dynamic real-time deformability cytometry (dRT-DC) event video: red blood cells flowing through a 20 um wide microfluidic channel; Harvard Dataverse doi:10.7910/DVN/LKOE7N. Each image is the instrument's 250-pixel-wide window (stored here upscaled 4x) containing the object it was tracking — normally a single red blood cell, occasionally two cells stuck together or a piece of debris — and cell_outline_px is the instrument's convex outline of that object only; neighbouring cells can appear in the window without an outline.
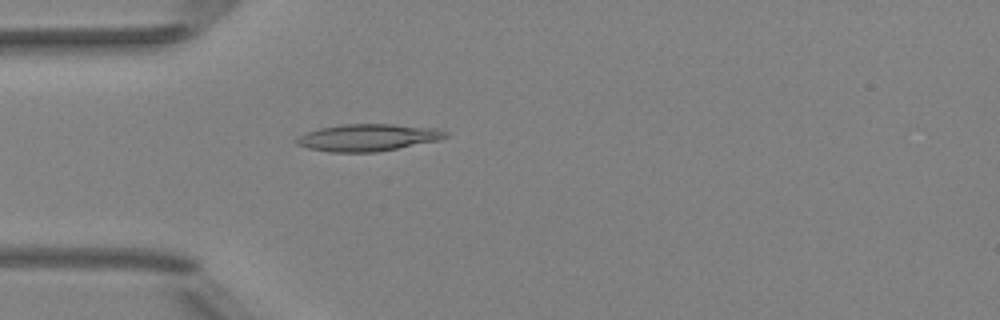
{"species": "Egyptian fruit bat (a non-hibernating species)", "species_latin": "Rousettus aegyptiacus", "temperature_condition": "room temperature", "stored_images_in_passage": 51, "camera_frame_rate_fps": 3000, "um_per_image_px": 0.085, "animal": {"sex": "female"}, "frame": {"image": 1, "passage_image": 15, "time_ms": 4.667, "image_size_px": [1000, 320], "cell_outline_px": [[448, 136], [440, 140], [376, 152], [332, 152], [308, 148], [296, 144], [296, 136], [320, 128], [344, 124], [392, 124], [436, 128], [448, 132]], "centroid_in_image_um": [31.28, 11.69], "position_along_channel_um": 53.7, "area_um2": 23.41}}
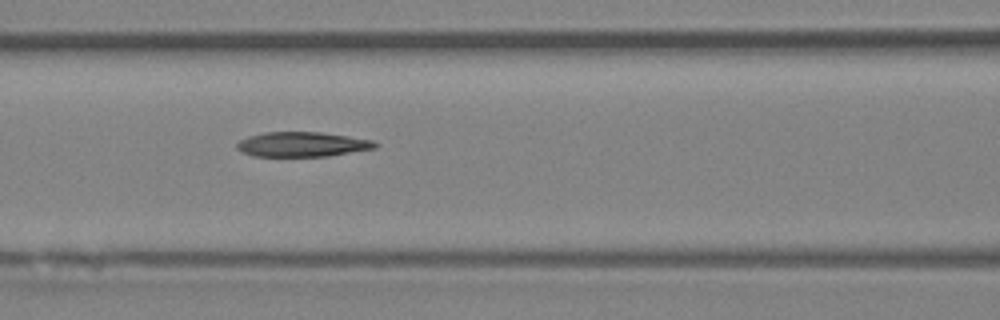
{"frame": {"image": 2, "passage_image": 22, "time_ms": 7.0, "image_size_px": [1000, 320], "cell_outline_px": [[380, 144], [376, 148], [328, 156], [252, 156], [236, 148], [236, 144], [240, 140], [248, 136], [264, 132], [320, 132], [348, 136], [372, 140]], "centroid_in_image_um": [25.7, 12.26], "position_along_channel_um": 140.9, "area_um2": 19.94}}
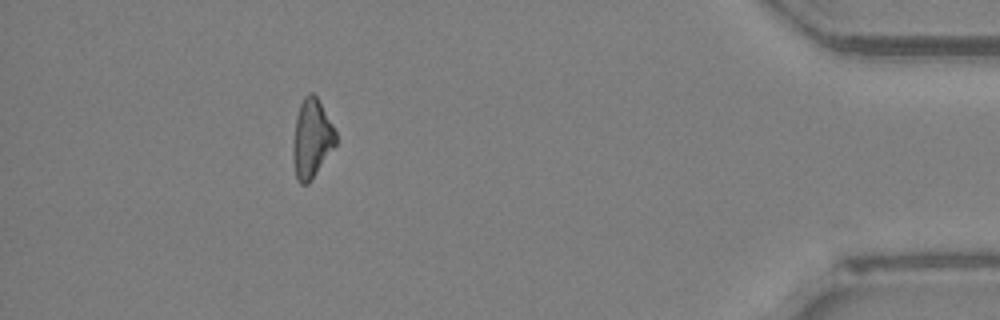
{"frame": {"image": 3, "passage_image": 46, "time_ms": 15.0, "image_size_px": [1000, 320], "cell_outline_px": [[336, 144], [308, 184], [300, 184], [296, 180], [292, 160], [292, 148], [296, 116], [300, 104], [304, 96], [308, 92], [312, 92], [316, 96], [332, 124], [336, 132]], "centroid_in_image_um": [26.46, 11.79], "position_along_channel_um": 408.7, "area_um2": 19.59}, "authors_computed_cell_mechanics": {"area_um2": 20.7502, "velocity_mm_per_s": 4.0467, "shape_relaxation_time_tau1_ms": 7.4072, "shape_relaxation_time_tau2_ms": 4.4217, "deformation_change_tau1": 0.1825, "deformation_change_tau2": 0.1429}}